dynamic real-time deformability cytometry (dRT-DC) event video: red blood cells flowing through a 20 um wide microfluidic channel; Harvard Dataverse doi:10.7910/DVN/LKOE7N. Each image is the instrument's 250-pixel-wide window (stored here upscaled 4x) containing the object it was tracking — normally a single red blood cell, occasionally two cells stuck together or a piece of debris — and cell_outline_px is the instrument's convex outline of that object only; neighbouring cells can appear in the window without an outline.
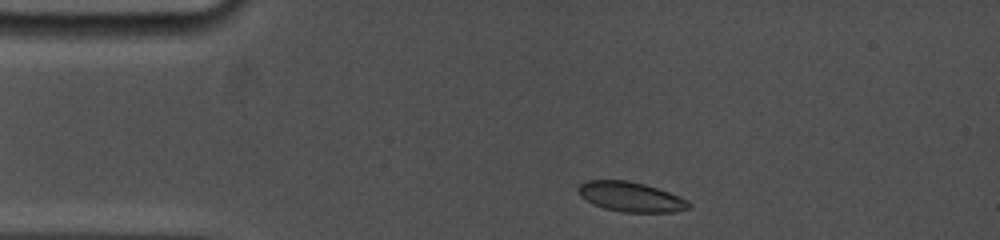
{"species": "common noctule bat (a hibernating species)", "species_latin": "Nyctalus noctula", "temperature_condition": "cold", "stored_images_in_passage": 14, "camera_frame_rate_fps": 5000, "um_per_image_px": 0.085, "animal": {"sex": "female", "body_mass_g": 19.0, "forearm_length_mm": 53.3}, "frame": {"image": 1, "passage_image": 1, "time_ms": 0.0, "image_size_px": [1000, 240], "cell_outline_px": [[692, 208], [672, 212], [624, 212], [604, 208], [592, 204], [580, 196], [576, 188], [580, 184], [588, 180], [628, 180], [644, 184], [680, 196], [688, 200], [692, 204]], "centroid_in_image_um": [53.62, 16.73], "position_along_channel_um": 31.4, "area_um2": 19.31}}
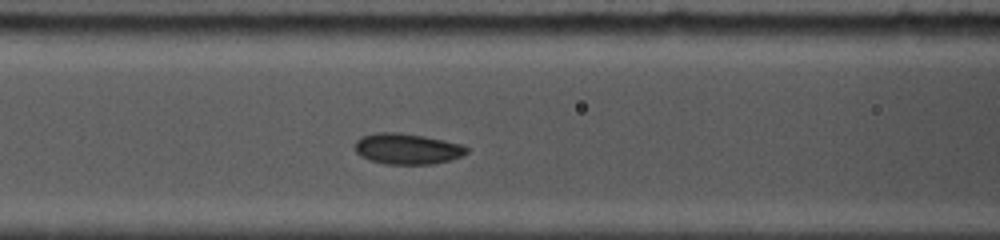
{"frame": {"image": 2, "passage_image": 5, "time_ms": 3.8, "image_size_px": [1000, 240], "cell_outline_px": [[468, 152], [464, 156], [432, 164], [384, 164], [368, 160], [360, 156], [356, 152], [356, 140], [360, 136], [376, 132], [396, 132], [424, 136], [464, 144], [468, 148]], "centroid_in_image_um": [34.61, 12.65], "position_along_channel_um": 132.0, "area_um2": 20.29}}
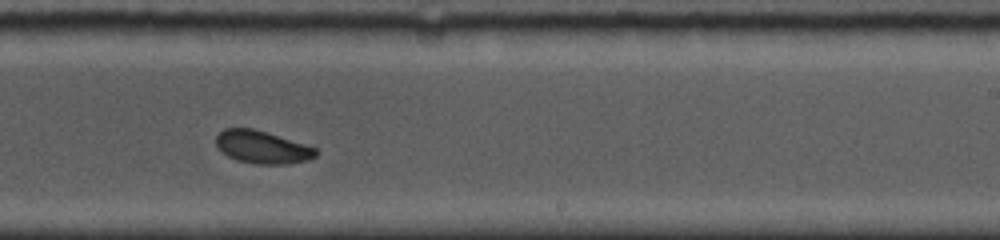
{"frame": {"image": 3, "passage_image": 12, "time_ms": 7.4, "image_size_px": [1000, 240], "cell_outline_px": [[316, 156], [308, 160], [288, 164], [256, 164], [236, 160], [220, 152], [216, 144], [216, 136], [224, 128], [252, 128], [268, 132], [316, 148]], "centroid_in_image_um": [22.26, 12.51], "position_along_channel_um": 266.7, "area_um2": 19.07}}